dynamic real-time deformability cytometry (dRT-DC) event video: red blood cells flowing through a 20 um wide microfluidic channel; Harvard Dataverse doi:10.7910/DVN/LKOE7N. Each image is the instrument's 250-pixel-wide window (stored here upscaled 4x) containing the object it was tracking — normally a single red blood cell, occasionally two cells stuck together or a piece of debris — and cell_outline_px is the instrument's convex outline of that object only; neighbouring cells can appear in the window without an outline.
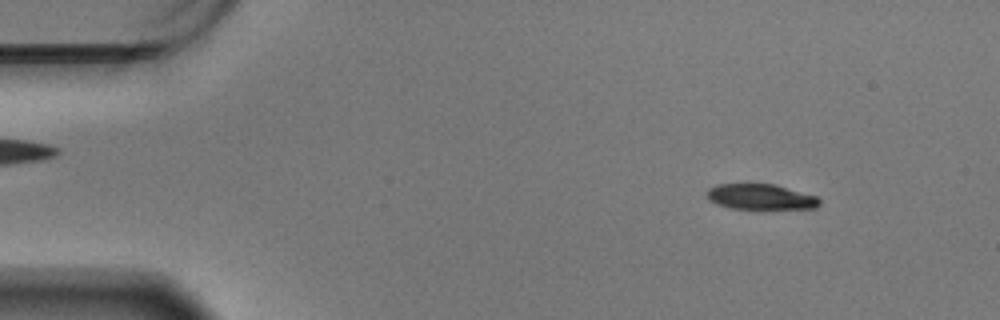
{"species": "Egyptian fruit bat (a non-hibernating species)", "species_latin": "Rousettus aegyptiacus", "temperature_condition": "warm", "stored_images_in_passage": 59, "camera_frame_rate_fps": 3000, "um_per_image_px": 0.085, "animal": {"sex": "male"}, "frame": {"image": 1, "passage_image": 7, "time_ms": 2.0, "image_size_px": [1000, 320], "cell_outline_px": [[820, 204], [816, 208], [732, 208], [716, 204], [708, 196], [708, 188], [716, 184], [776, 184], [816, 196], [820, 200]], "centroid_in_image_um": [64.67, 16.71], "position_along_channel_um": 20.3, "area_um2": 16.42}}
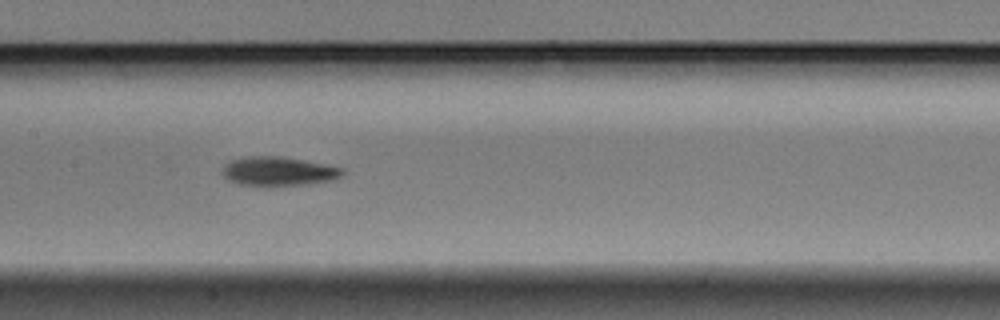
{"frame": {"image": 2, "passage_image": 29, "time_ms": 9.333, "image_size_px": [1000, 320], "cell_outline_px": [[344, 172], [340, 176], [328, 180], [304, 184], [236, 184], [228, 180], [224, 176], [224, 168], [232, 160], [248, 156], [280, 156], [344, 168]], "centroid_in_image_um": [23.66, 14.53], "position_along_channel_um": 183.7, "area_um2": 19.36}}
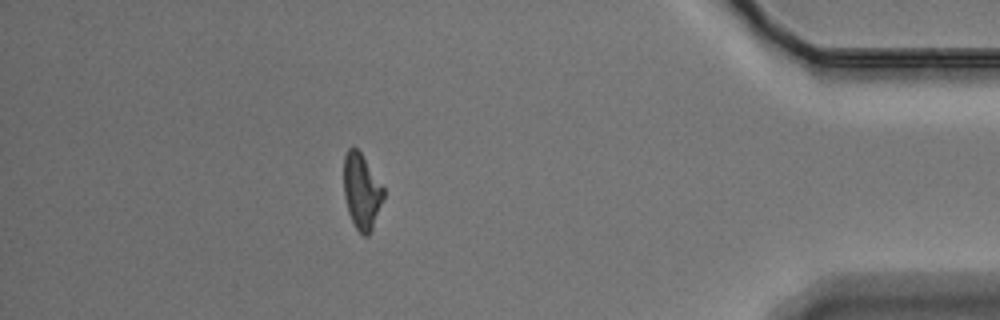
{"frame": {"image": 3, "passage_image": 52, "time_ms": 17.0, "image_size_px": [1000, 320], "cell_outline_px": [[384, 196], [372, 228], [368, 236], [364, 236], [356, 228], [348, 212], [344, 196], [344, 156], [348, 148], [356, 148], [360, 152], [384, 188]], "centroid_in_image_um": [30.72, 16.26], "position_along_channel_um": 404.5, "area_um2": 17.17}, "authors_computed_cell_mechanics": {"area_um2": 18.6694, "velocity_mm_per_s": 3.4526, "shape_relaxation_time_tau1_ms": 2.5747, "shape_relaxation_time_tau2_ms": 7.0932, "deformation_change_tau1": 0.1255, "deformation_change_tau2": 0.161}}